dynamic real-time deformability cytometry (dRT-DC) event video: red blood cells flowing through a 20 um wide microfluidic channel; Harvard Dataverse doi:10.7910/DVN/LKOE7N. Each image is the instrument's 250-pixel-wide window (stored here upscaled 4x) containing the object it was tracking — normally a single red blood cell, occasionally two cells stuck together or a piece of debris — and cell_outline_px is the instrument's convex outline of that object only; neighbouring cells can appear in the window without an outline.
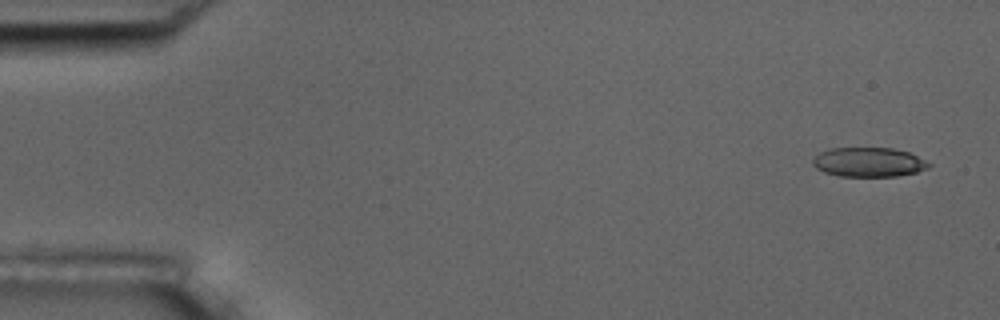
{"species": "common noctule bat (a hibernating species)", "species_latin": "Nyctalus noctula", "temperature_condition": "room temperature", "stored_images_in_passage": 5, "camera_frame_rate_fps": 3000, "um_per_image_px": 0.085, "animal": {"sex": "male", "body_mass_g": 17.5, "forearm_length_mm": 52.3}, "frame": {"image": 1, "passage_image": 1, "time_ms": 0.0, "image_size_px": [1000, 320], "cell_outline_px": [[932, 164], [928, 168], [916, 172], [896, 176], [840, 176], [824, 172], [816, 168], [812, 164], [812, 160], [820, 152], [828, 148], [892, 148], [908, 152]], "centroid_in_image_um": [73.81, 13.78], "position_along_channel_um": 11.2, "area_um2": 19.77}}
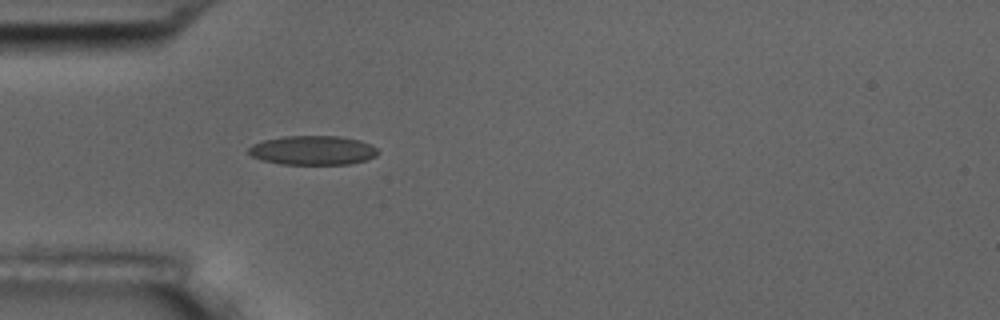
{"frame": {"image": 2, "passage_image": 5, "time_ms": 4.667, "image_size_px": [1000, 320], "cell_outline_px": [[380, 152], [376, 156], [368, 160], [348, 164], [280, 164], [260, 160], [252, 156], [248, 152], [248, 148], [252, 144], [264, 140], [284, 136], [340, 136], [360, 140], [372, 144]], "centroid_in_image_um": [26.61, 12.78], "position_along_channel_um": 58.4, "area_um2": 22.25}}